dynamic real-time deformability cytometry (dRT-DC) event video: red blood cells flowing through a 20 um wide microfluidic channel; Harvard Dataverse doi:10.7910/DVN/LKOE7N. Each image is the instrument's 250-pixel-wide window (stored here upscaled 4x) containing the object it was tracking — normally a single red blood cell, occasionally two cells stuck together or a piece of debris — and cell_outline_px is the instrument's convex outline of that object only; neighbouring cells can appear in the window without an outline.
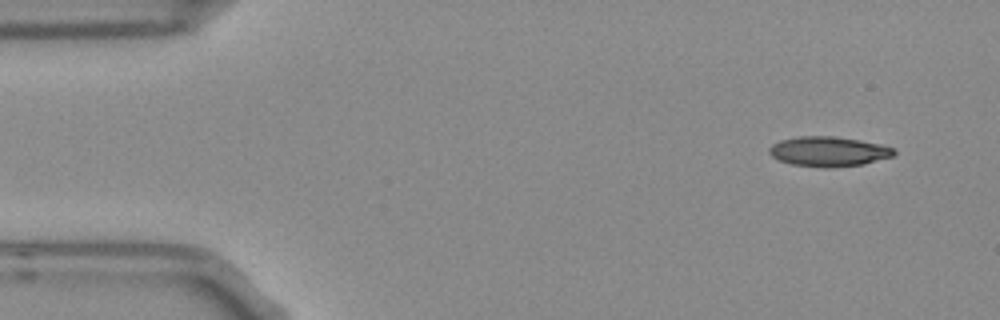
{"species": "Egyptian fruit bat (a non-hibernating species)", "species_latin": "Rousettus aegyptiacus", "temperature_condition": "room temperature", "stored_images_in_passage": 4, "camera_frame_rate_fps": 3000, "um_per_image_px": 0.085, "frame": {"image": 1, "passage_image": 1, "time_ms": 0.0, "image_size_px": [1000, 320], "cell_outline_px": [[896, 152], [892, 156], [864, 164], [832, 168], [824, 168], [792, 164], [780, 160], [772, 156], [768, 152], [768, 148], [772, 144], [780, 140], [800, 136], [836, 136], [860, 140], [880, 144], [892, 148]], "centroid_in_image_um": [70.41, 12.88], "position_along_channel_um": 14.6, "area_um2": 21.73}}
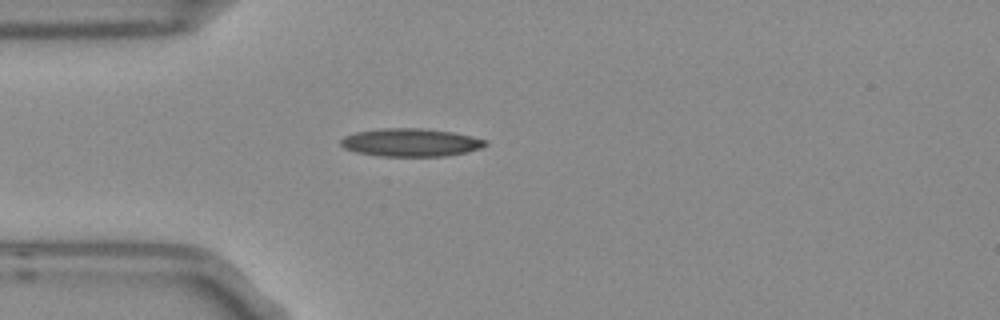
{"frame": {"image": 2, "passage_image": 4, "time_ms": 1.0, "image_size_px": [1000, 320], "cell_outline_px": [[488, 144], [480, 148], [468, 152], [444, 156], [380, 156], [356, 152], [344, 148], [340, 144], [340, 140], [344, 136], [356, 132], [380, 128], [424, 128], [452, 132], [472, 136], [488, 140]], "centroid_in_image_um": [34.92, 12.1], "position_along_channel_um": 50.1, "area_um2": 23.76}}